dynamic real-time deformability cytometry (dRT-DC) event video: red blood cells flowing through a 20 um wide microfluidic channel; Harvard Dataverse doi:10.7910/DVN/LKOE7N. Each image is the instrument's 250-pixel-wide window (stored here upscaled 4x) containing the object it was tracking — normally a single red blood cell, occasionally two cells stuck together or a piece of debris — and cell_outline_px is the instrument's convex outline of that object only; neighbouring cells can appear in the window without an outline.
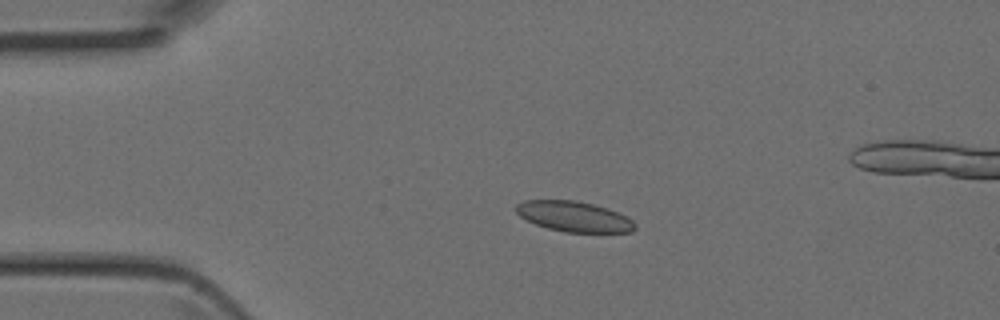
{"species": "Egyptian fruit bat (a non-hibernating species)", "species_latin": "Rousettus aegyptiacus", "temperature_condition": "room temperature", "stored_images_in_passage": 3, "camera_frame_rate_fps": 3000, "um_per_image_px": 0.085, "animal": {"sex": "female"}, "frame": {"image": 1, "passage_image": 2, "time_ms": 0.333, "image_size_px": [1000, 320], "cell_outline_px": [[636, 228], [632, 232], [564, 232], [548, 228], [536, 224], [520, 216], [516, 212], [516, 204], [524, 200], [576, 200], [608, 208], [628, 216], [636, 224]], "centroid_in_image_um": [48.82, 18.4], "position_along_channel_um": 36.2, "area_um2": 21.1}}